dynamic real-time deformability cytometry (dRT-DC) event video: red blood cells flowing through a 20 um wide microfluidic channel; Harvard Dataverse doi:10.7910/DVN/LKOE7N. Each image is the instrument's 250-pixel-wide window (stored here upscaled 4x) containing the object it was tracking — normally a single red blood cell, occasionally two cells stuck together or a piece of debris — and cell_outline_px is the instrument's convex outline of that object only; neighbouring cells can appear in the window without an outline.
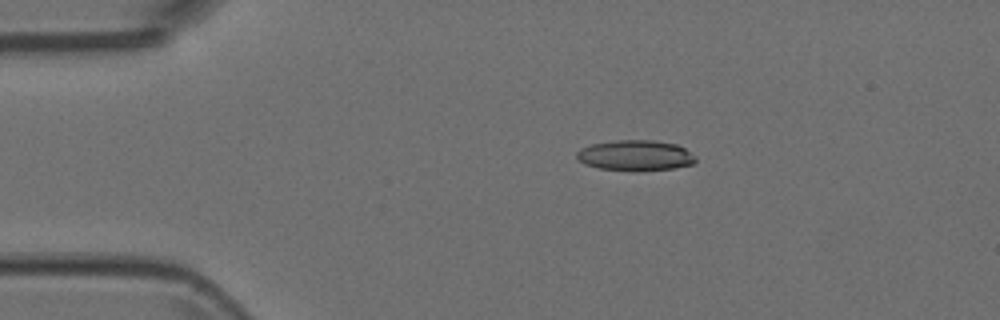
{"species": "Egyptian fruit bat (a non-hibernating species)", "species_latin": "Rousettus aegyptiacus", "temperature_condition": "room temperature", "stored_images_in_passage": 6, "camera_frame_rate_fps": 3000, "um_per_image_px": 0.085, "animal": {"sex": "female"}, "frame": {"image": 1, "passage_image": 3, "time_ms": 0.667, "image_size_px": [1000, 320], "cell_outline_px": [[696, 160], [692, 164], [672, 168], [636, 172], [600, 168], [584, 164], [576, 156], [576, 152], [580, 148], [592, 144], [616, 140], [656, 140], [676, 144], [684, 148], [696, 156]], "centroid_in_image_um": [54.01, 13.21], "position_along_channel_um": 31.0, "area_um2": 21.33}}
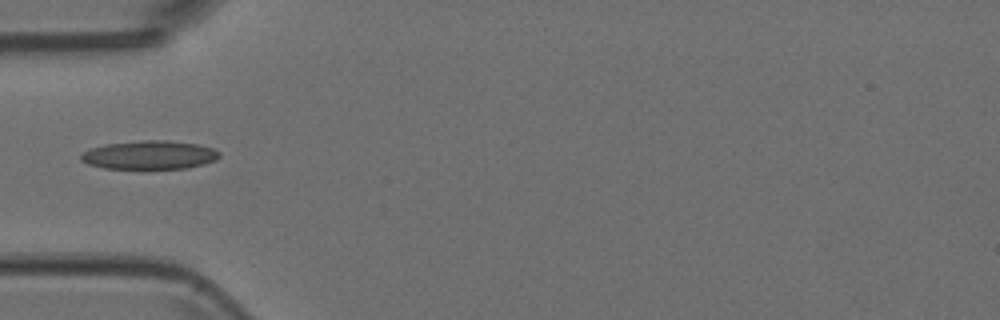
{"frame": {"image": 2, "passage_image": 5, "time_ms": 1.333, "image_size_px": [1000, 320], "cell_outline_px": [[220, 156], [216, 160], [204, 164], [188, 168], [104, 168], [88, 164], [80, 160], [80, 156], [84, 152], [92, 148], [104, 144], [140, 140], [168, 140], [196, 144], [212, 148], [220, 152]], "centroid_in_image_um": [12.72, 13.16], "position_along_channel_um": 72.3, "area_um2": 23.0}}